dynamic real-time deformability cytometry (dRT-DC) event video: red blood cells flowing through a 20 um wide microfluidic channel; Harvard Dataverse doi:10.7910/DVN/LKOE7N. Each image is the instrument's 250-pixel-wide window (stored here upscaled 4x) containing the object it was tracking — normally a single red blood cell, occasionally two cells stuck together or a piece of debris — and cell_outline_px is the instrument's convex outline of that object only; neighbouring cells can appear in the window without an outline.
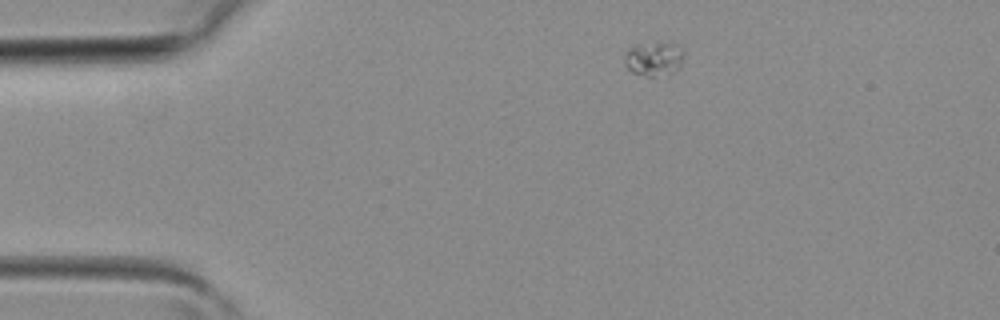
{"species": "common noctule bat (a hibernating species)", "species_latin": "Nyctalus noctula", "temperature_condition": "room temperature", "stored_images_in_passage": 3, "camera_frame_rate_fps": 3000, "um_per_image_px": 0.085, "animal": {"sex": "female", "body_mass_g": 19.3, "forearm_length_mm": 54.1}, "frame": {"image": 1, "passage_image": 1, "time_ms": 0.0, "image_size_px": [1000, 320], "cell_outline_px": [[684, 52], [680, 64], [668, 76], [648, 76], [632, 72], [624, 64], [624, 56], [628, 48], [652, 40], [656, 40], [676, 44]], "centroid_in_image_um": [55.56, 4.96], "position_along_channel_um": 29.4, "area_um2": 12.08}}